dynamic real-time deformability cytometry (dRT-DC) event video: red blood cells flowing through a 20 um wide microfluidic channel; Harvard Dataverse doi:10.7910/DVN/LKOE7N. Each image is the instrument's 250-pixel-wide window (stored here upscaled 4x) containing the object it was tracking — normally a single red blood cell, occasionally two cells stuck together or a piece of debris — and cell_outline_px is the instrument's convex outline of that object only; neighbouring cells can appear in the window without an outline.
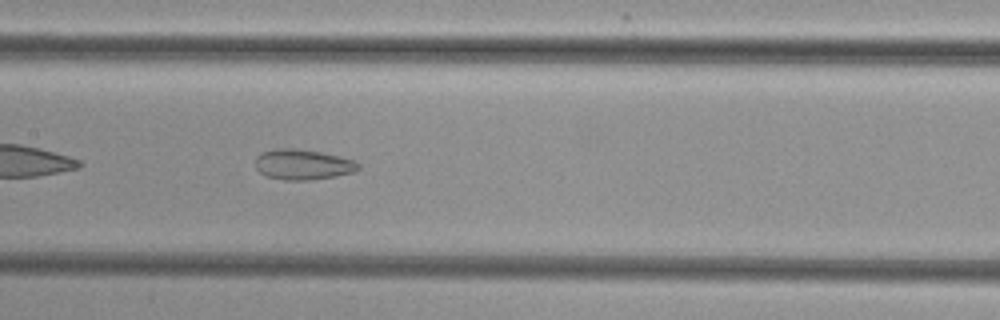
{"species": "common noctule bat (a hibernating species)", "species_latin": "Nyctalus noctula", "temperature_condition": "cold", "stored_images_in_passage": 33, "camera_frame_rate_fps": 3000, "um_per_image_px": 0.085, "animal": {"sex": "female", "body_mass_g": 29.2, "forearm_length_mm": 56.3}, "frame": {"image": 1, "passage_image": 12, "time_ms": 3.667, "image_size_px": [1000, 320], "cell_outline_px": [[360, 168], [352, 172], [336, 176], [308, 180], [284, 180], [268, 176], [260, 172], [256, 168], [256, 156], [264, 152], [276, 148], [292, 148], [320, 152], [352, 160], [360, 164]], "centroid_in_image_um": [25.72, 13.99], "position_along_channel_um": 181.7, "area_um2": 17.92}}
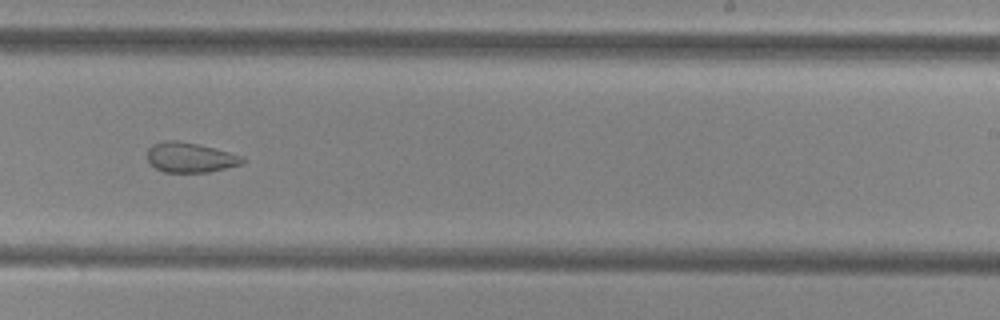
{"frame": {"image": 2, "passage_image": 19, "time_ms": 6.0, "image_size_px": [1000, 320], "cell_outline_px": [[248, 160], [244, 164], [208, 172], [164, 172], [156, 168], [148, 160], [148, 148], [152, 144], [164, 140], [176, 140], [196, 144], [244, 156]], "centroid_in_image_um": [16.2, 13.39], "position_along_channel_um": 272.8, "area_um2": 16.59}}
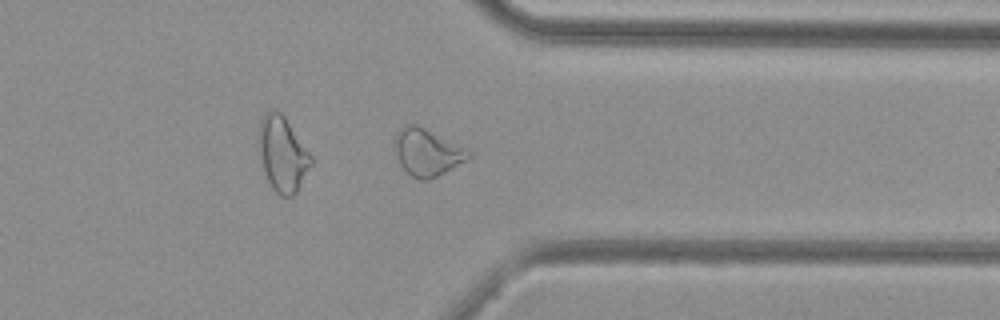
{"frame": {"image": 3, "passage_image": 27, "time_ms": 8.667, "image_size_px": [1000, 320], "cell_outline_px": [[472, 156], [444, 172], [428, 180], [420, 180], [412, 176], [400, 164], [396, 156], [396, 136], [400, 128], [404, 124], [416, 124], [468, 148], [472, 152]], "centroid_in_image_um": [36.33, 12.93], "position_along_channel_um": 375.1, "area_um2": 19.94}}